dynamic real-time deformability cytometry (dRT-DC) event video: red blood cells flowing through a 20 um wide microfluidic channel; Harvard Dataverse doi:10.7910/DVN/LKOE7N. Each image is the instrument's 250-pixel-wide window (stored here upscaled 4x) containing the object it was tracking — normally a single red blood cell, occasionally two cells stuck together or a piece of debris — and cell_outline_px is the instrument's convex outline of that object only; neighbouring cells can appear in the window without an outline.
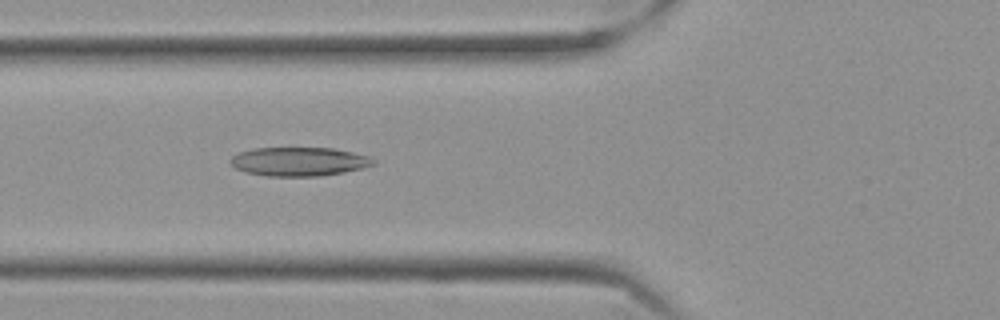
{"species": "Egyptian fruit bat (a non-hibernating species)", "species_latin": "Rousettus aegyptiacus", "temperature_condition": "cold", "stored_images_in_passage": 56, "camera_frame_rate_fps": 3000, "um_per_image_px": 0.085, "frame": {"image": 1, "passage_image": 21, "time_ms": 6.667, "image_size_px": [1000, 320], "cell_outline_px": [[376, 164], [344, 172], [320, 176], [264, 176], [244, 172], [236, 168], [228, 160], [236, 152], [256, 148], [332, 148], [352, 152], [368, 156], [376, 160]], "centroid_in_image_um": [25.38, 13.73], "position_along_channel_um": 100.4, "area_um2": 24.1}}
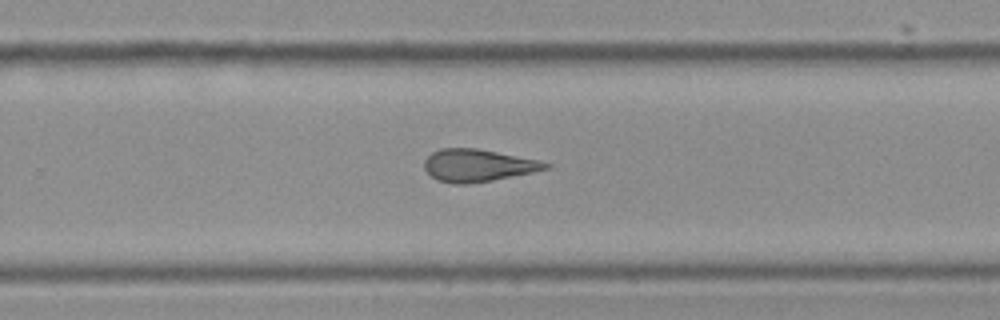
{"frame": {"image": 2, "passage_image": 37, "time_ms": 12.0, "image_size_px": [1000, 320], "cell_outline_px": [[552, 168], [492, 180], [468, 184], [456, 184], [436, 180], [424, 168], [424, 160], [432, 152], [440, 148], [476, 148], [540, 160], [552, 164]], "centroid_in_image_um": [40.63, 14.06], "position_along_channel_um": 289.2, "area_um2": 22.89}}
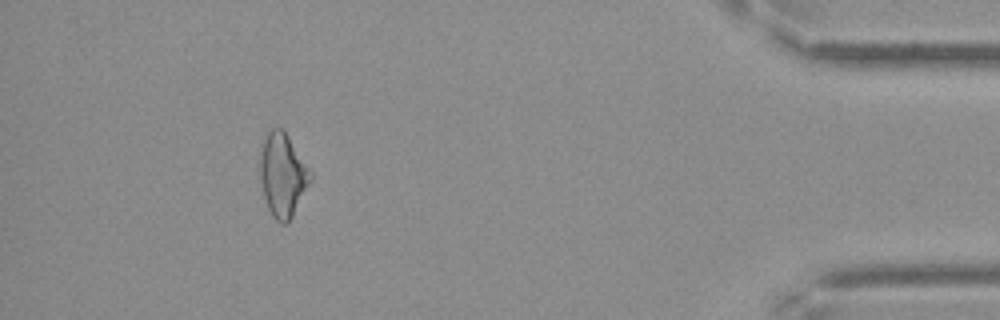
{"frame": {"image": 3, "passage_image": 52, "time_ms": 17.0, "image_size_px": [1000, 320], "cell_outline_px": [[312, 180], [292, 216], [284, 224], [280, 224], [272, 216], [268, 208], [264, 196], [260, 176], [260, 140], [272, 128], [280, 128], [288, 136], [308, 168], [312, 176]], "centroid_in_image_um": [23.99, 14.86], "position_along_channel_um": 411.2, "area_um2": 24.28}, "authors_computed_cell_mechanics": {"area_um2": 23.5824, "velocity_mm_per_s": 3.5294, "shape_relaxation_time_tau1_ms": null, "shape_relaxation_time_tau2_ms": 4.9037, "deformation_change_tau1": null, "deformation_change_tau2": 0.171}}